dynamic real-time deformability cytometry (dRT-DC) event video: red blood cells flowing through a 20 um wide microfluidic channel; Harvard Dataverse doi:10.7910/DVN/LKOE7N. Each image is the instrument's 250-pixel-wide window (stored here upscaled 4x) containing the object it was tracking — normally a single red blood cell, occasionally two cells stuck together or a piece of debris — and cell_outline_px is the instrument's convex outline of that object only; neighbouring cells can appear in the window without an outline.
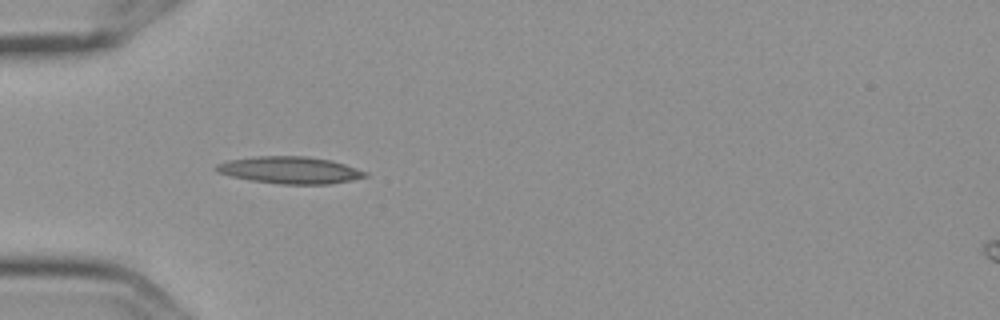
{"species": "Egyptian fruit bat (a non-hibernating species)", "species_latin": "Rousettus aegyptiacus", "temperature_condition": "cold", "stored_images_in_passage": 6, "camera_frame_rate_fps": 3000, "um_per_image_px": 0.085, "frame": {"image": 1, "passage_image": 5, "time_ms": 1.333, "image_size_px": [1000, 320], "cell_outline_px": [[368, 176], [352, 180], [332, 184], [280, 184], [252, 180], [232, 176], [216, 172], [212, 168], [216, 164], [228, 160], [256, 156], [304, 156], [332, 160], [368, 172]], "centroid_in_image_um": [24.64, 14.46], "position_along_channel_um": 60.4, "area_um2": 23.52}}
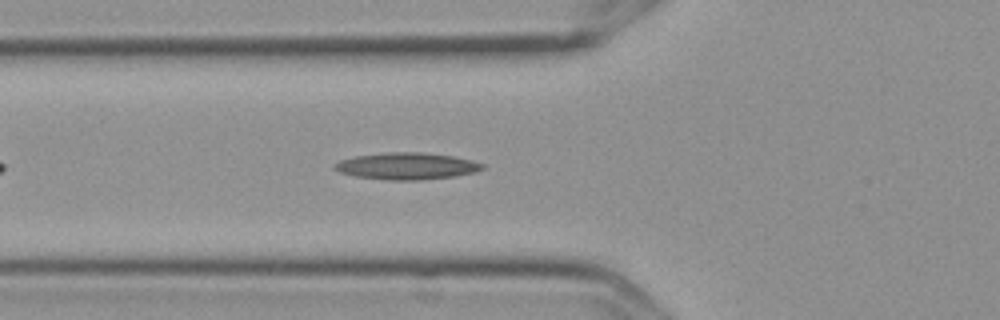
{"frame": {"image": 2, "passage_image": 6, "time_ms": 1.667, "image_size_px": [1000, 320], "cell_outline_px": [[484, 168], [476, 172], [456, 176], [420, 180], [388, 180], [356, 176], [340, 172], [332, 168], [332, 164], [340, 160], [356, 156], [388, 152], [420, 152], [452, 156], [472, 160], [484, 164]], "centroid_in_image_um": [34.57, 14.12], "position_along_channel_um": 91.2, "area_um2": 23.12}}